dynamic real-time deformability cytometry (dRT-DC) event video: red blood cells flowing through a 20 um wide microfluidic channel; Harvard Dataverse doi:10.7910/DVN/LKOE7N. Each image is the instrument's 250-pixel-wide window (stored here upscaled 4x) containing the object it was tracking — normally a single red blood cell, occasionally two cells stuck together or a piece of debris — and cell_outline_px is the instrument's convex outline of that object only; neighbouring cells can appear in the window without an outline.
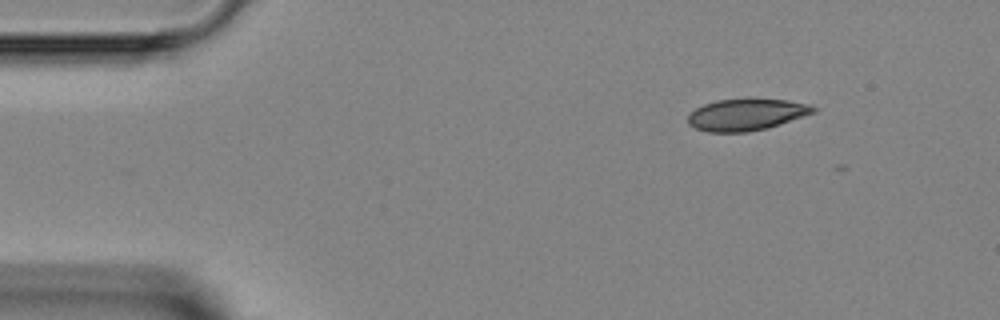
{"species": "Egyptian fruit bat (a non-hibernating species)", "species_latin": "Rousettus aegyptiacus", "temperature_condition": "room temperature", "stored_images_in_passage": 39, "camera_frame_rate_fps": 3000, "um_per_image_px": 0.085, "animal": {"sex": "female"}, "frame": {"image": 1, "passage_image": 1, "time_ms": 0.0, "image_size_px": [1000, 320], "cell_outline_px": [[816, 112], [768, 128], [748, 132], [708, 132], [696, 128], [688, 124], [688, 116], [696, 108], [704, 104], [716, 100], [748, 96], [788, 100], [808, 104], [816, 108]], "centroid_in_image_um": [63.46, 9.7], "position_along_channel_um": 21.5, "area_um2": 23.81}}
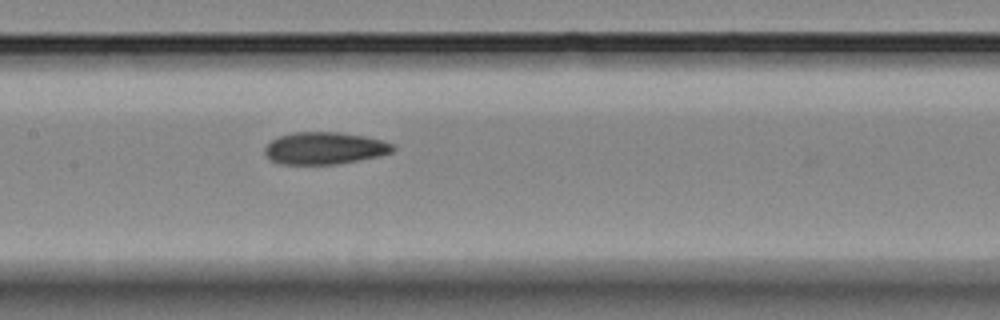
{"frame": {"image": 2, "passage_image": 17, "time_ms": 5.333, "image_size_px": [1000, 320], "cell_outline_px": [[396, 148], [392, 152], [380, 156], [340, 164], [276, 164], [268, 160], [264, 156], [264, 148], [272, 140], [280, 136], [296, 132], [340, 132], [364, 136], [384, 140], [392, 144]], "centroid_in_image_um": [27.58, 12.61], "position_along_channel_um": 179.8, "area_um2": 24.33}}
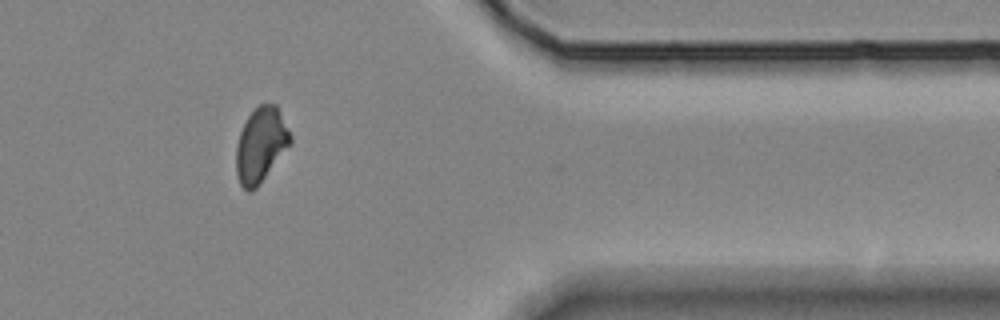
{"frame": {"image": 3, "passage_image": 33, "time_ms": 10.667, "image_size_px": [1000, 320], "cell_outline_px": [[292, 144], [256, 188], [252, 192], [248, 192], [240, 184], [236, 172], [236, 148], [240, 132], [248, 116], [260, 104], [276, 104], [292, 136]], "centroid_in_image_um": [22.19, 12.34], "position_along_channel_um": 389.2, "area_um2": 23.58}}